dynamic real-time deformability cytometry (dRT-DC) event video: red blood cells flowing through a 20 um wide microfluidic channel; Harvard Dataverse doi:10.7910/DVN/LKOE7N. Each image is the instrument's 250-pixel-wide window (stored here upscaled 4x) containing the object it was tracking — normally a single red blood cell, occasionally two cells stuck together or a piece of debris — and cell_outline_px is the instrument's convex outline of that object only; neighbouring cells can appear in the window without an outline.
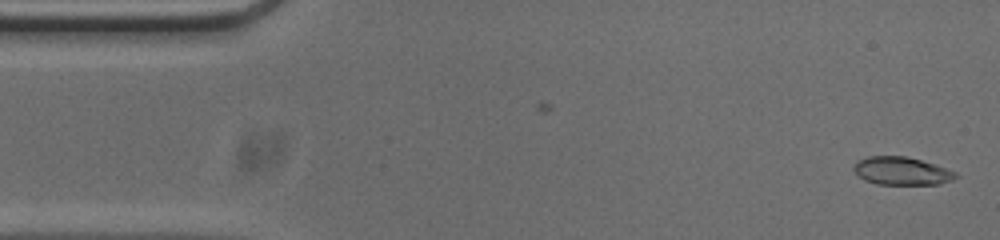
{"species": "common noctule bat (a hibernating species)", "species_latin": "Nyctalus noctula", "temperature_condition": "cold", "stored_images_in_passage": 12, "camera_frame_rate_fps": 3000, "um_per_image_px": 0.085, "animal": {"sex": "male", "body_mass_g": 20.0, "forearm_length_mm": 53.3}, "frame": {"image": 1, "passage_image": 1, "time_ms": 0.0, "image_size_px": [1000, 240], "cell_outline_px": [[960, 176], [952, 180], [940, 184], [876, 184], [864, 180], [852, 168], [860, 160], [868, 156], [904, 156], [920, 160], [956, 172]], "centroid_in_image_um": [76.65, 14.54], "position_along_channel_um": 8.3, "area_um2": 16.36}}